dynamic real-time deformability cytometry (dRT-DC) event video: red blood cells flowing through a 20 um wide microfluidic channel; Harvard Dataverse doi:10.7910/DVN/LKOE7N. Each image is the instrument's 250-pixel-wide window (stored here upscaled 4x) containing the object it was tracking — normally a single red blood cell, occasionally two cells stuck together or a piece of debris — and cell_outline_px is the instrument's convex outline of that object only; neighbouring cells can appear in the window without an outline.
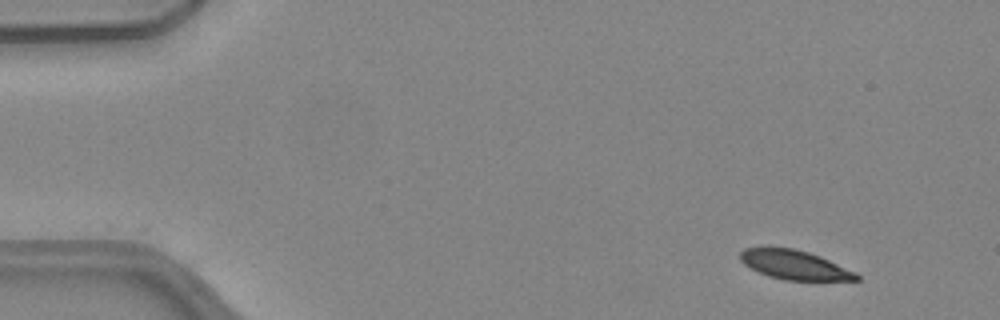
{"species": "common noctule bat (a hibernating species)", "species_latin": "Nyctalus noctula", "temperature_condition": "warm", "stored_images_in_passage": 35, "camera_frame_rate_fps": 3000, "um_per_image_px": 0.085, "animal": {"sex": "female", "body_mass_g": 24.6, "forearm_length_mm": 56.2}, "frame": {"image": 1, "passage_image": 1, "time_ms": 0.0, "image_size_px": [1000, 320], "cell_outline_px": [[860, 280], [784, 280], [768, 276], [744, 264], [740, 260], [740, 252], [744, 248], [792, 248], [808, 252], [820, 256], [856, 272], [860, 276]], "centroid_in_image_um": [67.56, 22.52], "position_along_channel_um": 17.4, "area_um2": 19.54}}
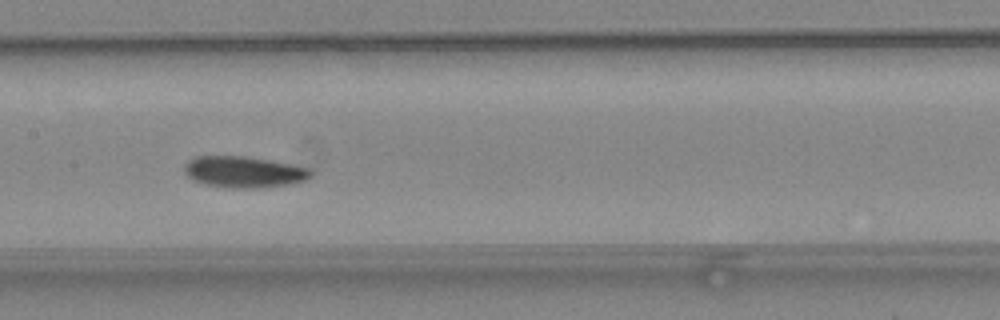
{"frame": {"image": 2, "passage_image": 22, "time_ms": 7.0, "image_size_px": [1000, 320], "cell_outline_px": [[312, 176], [308, 180], [288, 184], [264, 188], [228, 188], [204, 184], [192, 180], [184, 172], [184, 164], [188, 160], [196, 156], [244, 156], [268, 160], [308, 168], [312, 172]], "centroid_in_image_um": [20.7, 14.63], "position_along_channel_um": 186.7, "area_um2": 23.18}}
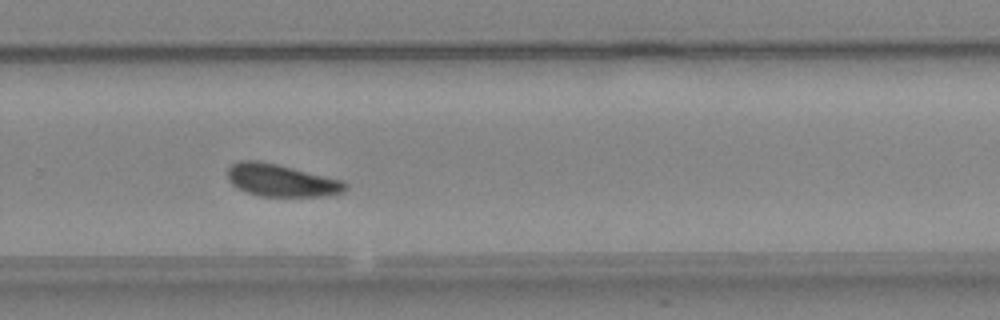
{"frame": {"image": 3, "passage_image": 31, "time_ms": 10.0, "image_size_px": [1000, 320], "cell_outline_px": [[348, 188], [344, 192], [324, 196], [260, 196], [236, 188], [228, 180], [228, 168], [232, 164], [240, 160], [260, 160], [344, 180], [348, 184]], "centroid_in_image_um": [23.93, 15.33], "position_along_channel_um": 305.9, "area_um2": 22.37}}